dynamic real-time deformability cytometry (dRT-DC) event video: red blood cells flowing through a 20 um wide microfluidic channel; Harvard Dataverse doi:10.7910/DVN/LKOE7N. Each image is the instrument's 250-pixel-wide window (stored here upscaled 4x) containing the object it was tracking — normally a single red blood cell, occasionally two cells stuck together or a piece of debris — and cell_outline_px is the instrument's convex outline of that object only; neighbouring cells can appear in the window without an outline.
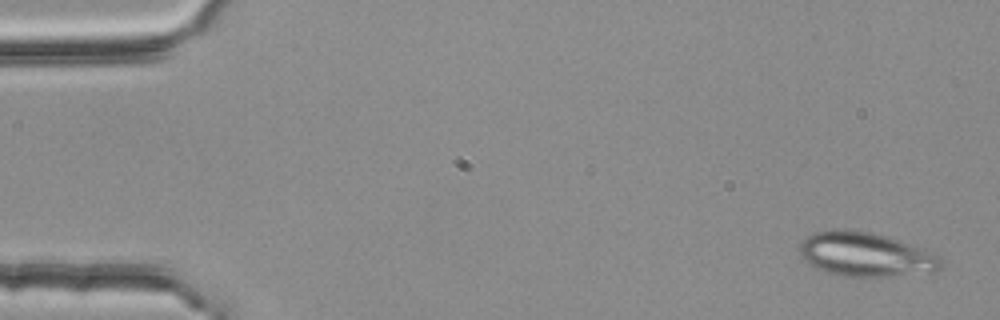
{"species": "common noctule bat (a hibernating species)", "species_latin": "Nyctalus noctula", "temperature_condition": "room temperature", "stored_images_in_passage": 4, "camera_frame_rate_fps": 3000, "um_per_image_px": 0.085, "animal": {"sex": "female", "body_mass_g": 25.1}, "frame": {"image": 1, "passage_image": 1, "time_ms": 0.0, "image_size_px": [1000, 320], "cell_outline_px": [[944, 264], [936, 272], [888, 276], [840, 276], [824, 272], [812, 268], [804, 260], [800, 252], [800, 244], [812, 232], [832, 228], [844, 228], [872, 232], [888, 236], [940, 256]], "centroid_in_image_um": [73.54, 21.62], "position_along_channel_um": 11.5, "area_um2": 36.82}}